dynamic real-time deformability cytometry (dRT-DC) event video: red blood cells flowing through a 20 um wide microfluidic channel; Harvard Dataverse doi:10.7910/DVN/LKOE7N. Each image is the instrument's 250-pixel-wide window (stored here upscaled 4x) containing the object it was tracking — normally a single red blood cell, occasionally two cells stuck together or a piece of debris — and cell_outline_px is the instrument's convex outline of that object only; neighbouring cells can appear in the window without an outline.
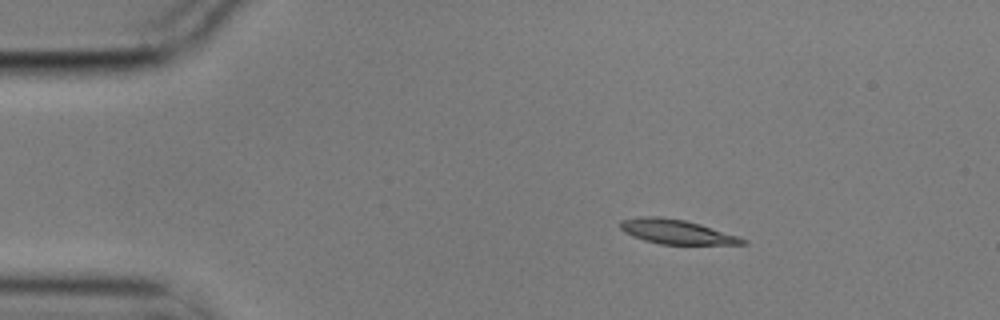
{"species": "common noctule bat (a hibernating species)", "species_latin": "Nyctalus noctula", "temperature_condition": "cold", "stored_images_in_passage": 4, "camera_frame_rate_fps": 3000, "um_per_image_px": 0.085, "animal": {"sex": "male", "body_mass_g": 17.9}, "frame": {"image": 1, "passage_image": 3, "time_ms": 0.667, "image_size_px": [1000, 320], "cell_outline_px": [[748, 244], [660, 244], [644, 240], [632, 236], [624, 232], [620, 228], [620, 220], [640, 216], [660, 216], [684, 220], [700, 224], [748, 240]], "centroid_in_image_um": [57.45, 19.69], "position_along_channel_um": 27.6, "area_um2": 17.28}}